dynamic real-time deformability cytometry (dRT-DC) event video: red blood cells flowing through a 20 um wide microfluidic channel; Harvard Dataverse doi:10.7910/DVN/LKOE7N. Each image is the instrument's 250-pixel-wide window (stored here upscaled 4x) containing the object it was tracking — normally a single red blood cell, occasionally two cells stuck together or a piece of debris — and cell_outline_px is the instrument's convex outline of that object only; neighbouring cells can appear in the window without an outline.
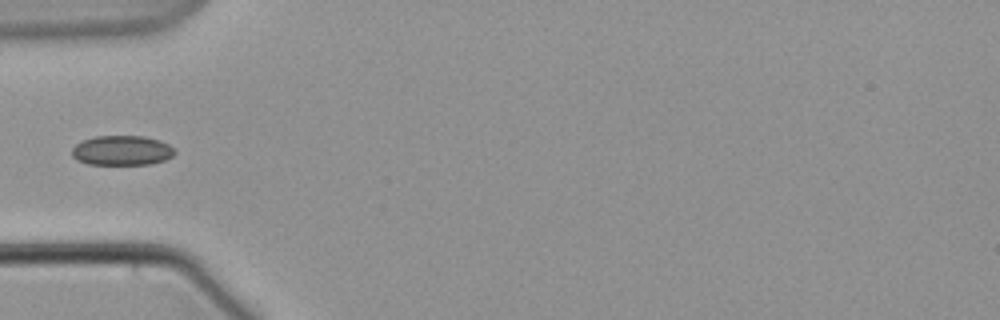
{"species": "common noctule bat (a hibernating species)", "species_latin": "Nyctalus noctula", "temperature_condition": "warm", "stored_images_in_passage": 8, "camera_frame_rate_fps": 3000, "um_per_image_px": 0.085, "animal": {"sex": "male", "body_mass_g": 21.5, "forearm_length_mm": 52.0}, "frame": {"image": 1, "passage_image": 1, "time_ms": 0.0, "image_size_px": [1000, 320], "cell_outline_px": [[176, 152], [172, 156], [164, 160], [148, 164], [88, 164], [76, 160], [72, 156], [72, 148], [80, 140], [96, 136], [144, 136], [160, 140], [176, 148]], "centroid_in_image_um": [10.35, 12.78], "position_along_channel_um": 74.6, "area_um2": 17.98}}
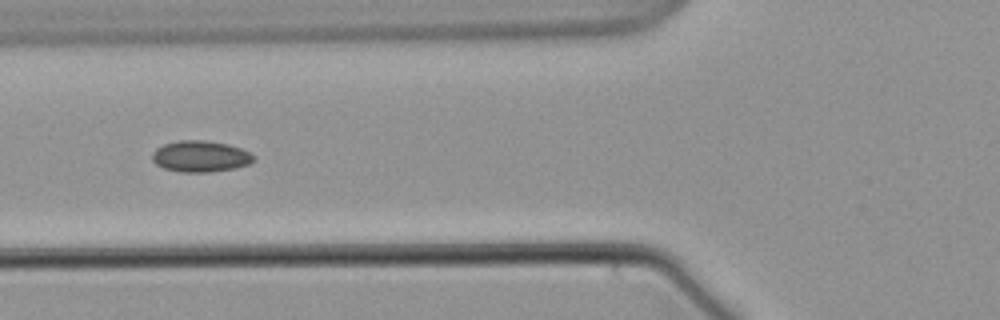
{"frame": {"image": 2, "passage_image": 4, "time_ms": 1.0, "image_size_px": [1000, 320], "cell_outline_px": [[256, 160], [248, 164], [236, 168], [208, 172], [180, 172], [164, 168], [156, 164], [152, 160], [152, 152], [156, 148], [164, 144], [180, 140], [204, 140], [228, 144], [240, 148], [256, 156]], "centroid_in_image_um": [17.04, 13.29], "position_along_channel_um": 108.8, "area_um2": 18.55}}
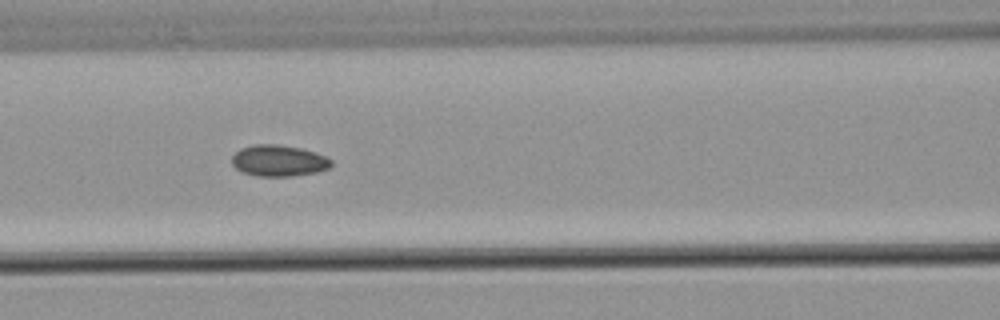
{"frame": {"image": 3, "passage_image": 7, "time_ms": 2.0, "image_size_px": [1000, 320], "cell_outline_px": [[332, 164], [328, 168], [316, 172], [292, 176], [256, 176], [240, 172], [232, 164], [232, 156], [240, 148], [256, 144], [276, 144], [300, 148], [316, 152], [332, 160]], "centroid_in_image_um": [23.66, 13.66], "position_along_channel_um": 142.9, "area_um2": 18.15}}